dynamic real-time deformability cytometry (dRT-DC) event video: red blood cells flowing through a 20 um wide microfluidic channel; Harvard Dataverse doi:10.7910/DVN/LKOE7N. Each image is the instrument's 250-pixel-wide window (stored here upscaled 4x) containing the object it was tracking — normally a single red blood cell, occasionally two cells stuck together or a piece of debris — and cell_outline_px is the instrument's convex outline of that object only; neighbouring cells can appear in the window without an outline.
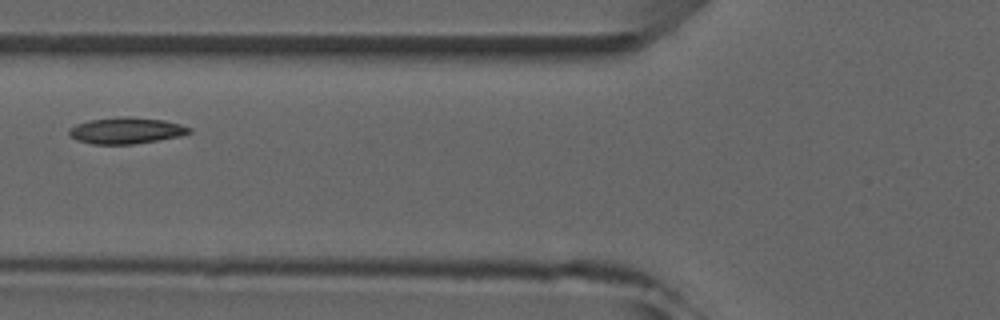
{"species": "common noctule bat (a hibernating species)", "species_latin": "Nyctalus noctula", "temperature_condition": "room temperature", "stored_images_in_passage": 3, "camera_frame_rate_fps": 3000, "um_per_image_px": 0.085, "animal": {"sex": "male", "forearm_length_mm": 52.5}, "frame": {"image": 1, "passage_image": 2, "time_ms": 1.333, "image_size_px": [1000, 320], "cell_outline_px": [[192, 132], [180, 136], [132, 144], [92, 144], [76, 140], [68, 132], [68, 128], [76, 124], [88, 120], [120, 116], [128, 116], [164, 120], [180, 124], [192, 128]], "centroid_in_image_um": [10.71, 11.09], "position_along_channel_um": 115.1, "area_um2": 18.5}}
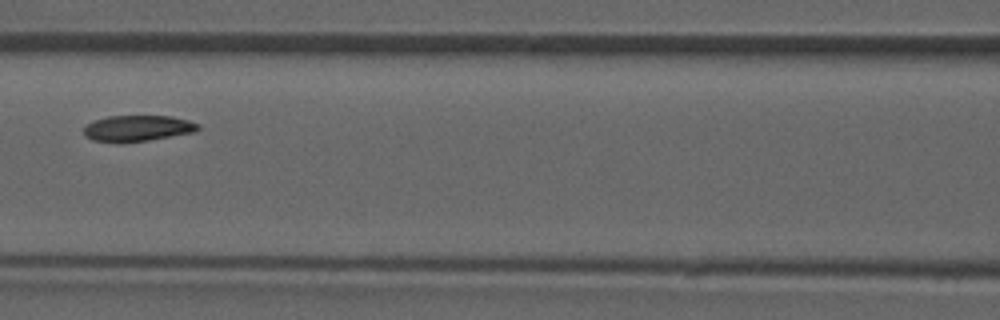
{"frame": {"image": 2, "passage_image": 3, "time_ms": 2.333, "image_size_px": [1000, 320], "cell_outline_px": [[200, 128], [196, 132], [148, 140], [120, 144], [92, 140], [84, 136], [84, 128], [88, 124], [96, 120], [108, 116], [172, 116], [188, 120], [200, 124]], "centroid_in_image_um": [11.7, 10.92], "position_along_channel_um": 154.9, "area_um2": 17.57}}